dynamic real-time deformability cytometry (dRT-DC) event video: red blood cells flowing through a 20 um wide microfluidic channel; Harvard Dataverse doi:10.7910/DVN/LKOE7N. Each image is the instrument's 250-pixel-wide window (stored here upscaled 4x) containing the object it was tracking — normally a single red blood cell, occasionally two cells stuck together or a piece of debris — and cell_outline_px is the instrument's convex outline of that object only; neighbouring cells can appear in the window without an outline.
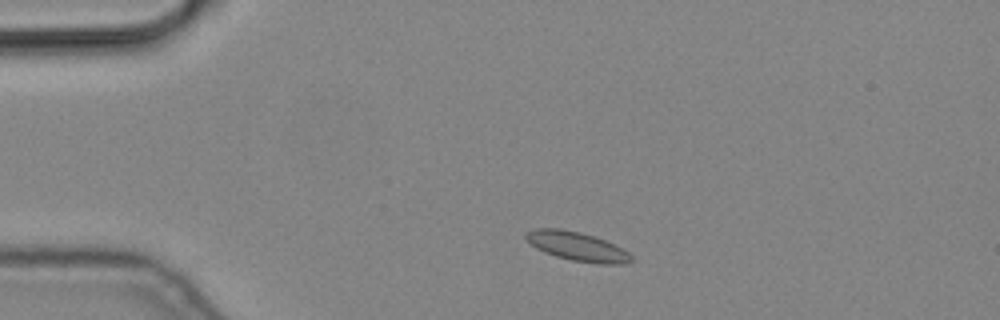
{"species": "common noctule bat (a hibernating species)", "species_latin": "Nyctalus noctula", "temperature_condition": "cold", "stored_images_in_passage": 4, "camera_frame_rate_fps": 3000, "um_per_image_px": 0.085, "animal": {"sex": "male", "body_mass_g": 19.2, "forearm_length_mm": 51.8}, "frame": {"image": 1, "passage_image": 2, "time_ms": 0.333, "image_size_px": [1000, 320], "cell_outline_px": [[636, 260], [624, 264], [596, 264], [572, 260], [556, 256], [544, 252], [536, 248], [524, 236], [524, 232], [536, 228], [560, 228], [580, 232], [604, 240], [628, 252]], "centroid_in_image_um": [49.05, 20.95], "position_along_channel_um": 35.9, "area_um2": 17.74}}
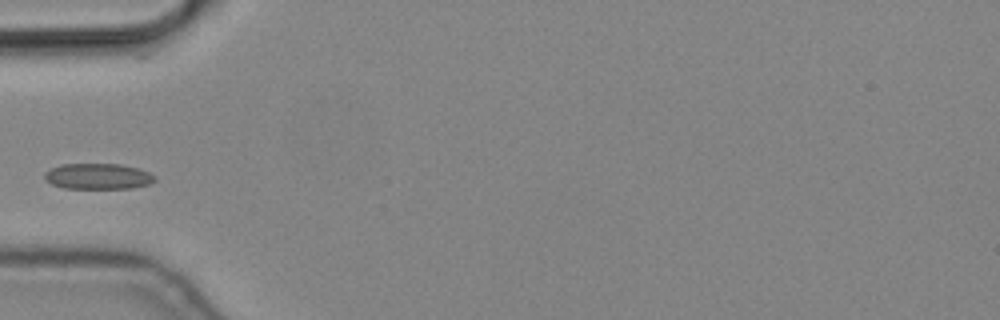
{"frame": {"image": 2, "passage_image": 4, "time_ms": 1.0, "image_size_px": [1000, 320], "cell_outline_px": [[156, 180], [148, 184], [132, 188], [64, 188], [52, 184], [44, 180], [44, 172], [60, 164], [120, 164], [140, 168], [156, 176]], "centroid_in_image_um": [8.33, 14.98], "position_along_channel_um": 76.7, "area_um2": 16.65}}